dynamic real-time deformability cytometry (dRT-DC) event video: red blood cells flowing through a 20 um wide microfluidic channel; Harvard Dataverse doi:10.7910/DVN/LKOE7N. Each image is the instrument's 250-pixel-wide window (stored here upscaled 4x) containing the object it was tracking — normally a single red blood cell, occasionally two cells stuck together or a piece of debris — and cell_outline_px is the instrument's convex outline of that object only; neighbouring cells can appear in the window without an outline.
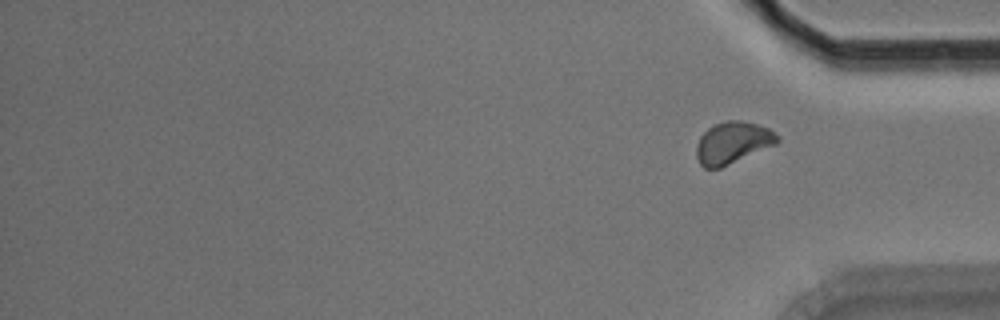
{"species": "Egyptian fruit bat (a non-hibernating species)", "species_latin": "Rousettus aegyptiacus", "temperature_condition": "room temperature", "stored_images_in_passage": 15, "camera_frame_rate_fps": 3000, "um_per_image_px": 0.085, "animal": {"sex": "male"}, "frame": {"image": 1, "passage_image": 15, "time_ms": 4.667, "image_size_px": [1000, 320], "cell_outline_px": [[780, 140], [776, 144], [720, 168], [704, 168], [700, 164], [696, 156], [696, 144], [700, 136], [708, 128], [716, 124], [728, 120], [740, 120], [756, 124], [768, 128], [776, 132], [780, 136]], "centroid_in_image_um": [62.28, 12.13], "position_along_channel_um": 372.9, "area_um2": 19.71}}